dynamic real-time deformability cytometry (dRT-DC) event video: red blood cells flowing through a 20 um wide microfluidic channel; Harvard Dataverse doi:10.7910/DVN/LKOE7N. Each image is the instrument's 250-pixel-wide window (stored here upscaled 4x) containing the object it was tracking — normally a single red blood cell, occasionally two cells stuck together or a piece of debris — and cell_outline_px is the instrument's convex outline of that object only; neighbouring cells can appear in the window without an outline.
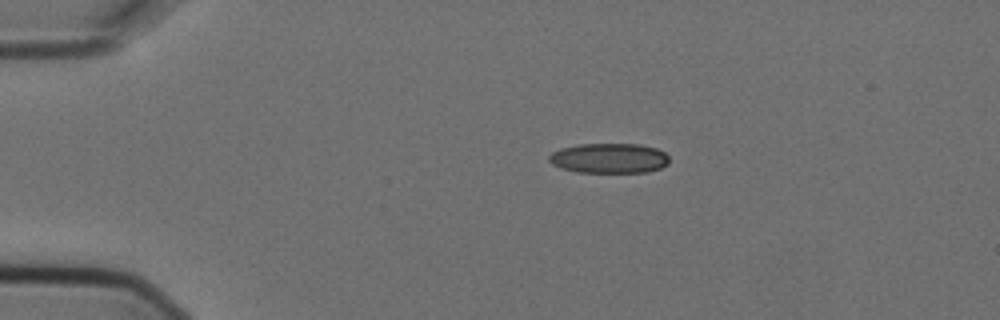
{"species": "Egyptian fruit bat (a non-hibernating species)", "species_latin": "Rousettus aegyptiacus", "temperature_condition": "cold", "stored_images_in_passage": 2, "camera_frame_rate_fps": 3000, "um_per_image_px": 0.085, "animal": {"sex": "female"}, "frame": {"image": 1, "passage_image": 1, "time_ms": 0.0, "image_size_px": [1000, 320], "cell_outline_px": [[668, 164], [660, 168], [648, 172], [576, 172], [560, 168], [552, 164], [548, 160], [548, 156], [552, 152], [560, 148], [576, 144], [640, 144], [656, 148], [664, 152], [668, 156]], "centroid_in_image_um": [51.75, 13.44], "position_along_channel_um": 33.3, "area_um2": 21.15}}